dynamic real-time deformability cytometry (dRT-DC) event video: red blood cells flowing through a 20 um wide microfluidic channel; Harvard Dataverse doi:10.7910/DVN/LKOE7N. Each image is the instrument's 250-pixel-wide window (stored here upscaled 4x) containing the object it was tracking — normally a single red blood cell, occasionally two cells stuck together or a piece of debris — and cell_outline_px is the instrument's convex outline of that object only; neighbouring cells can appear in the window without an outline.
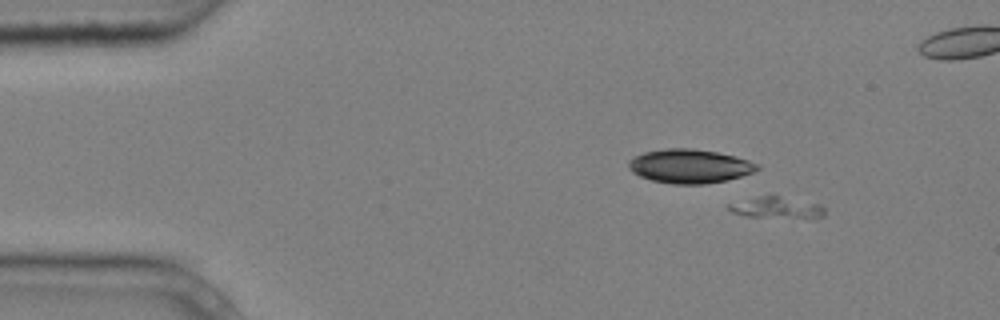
{"species": "common noctule bat (a hibernating species)", "species_latin": "Nyctalus noctula", "temperature_condition": "cold", "stored_images_in_passage": 5, "camera_frame_rate_fps": 3000, "um_per_image_px": 0.085, "animal": {"sex": "male", "body_mass_g": 20.4}, "frame": {"image": 1, "passage_image": 2, "time_ms": 0.333, "image_size_px": [1000, 320], "cell_outline_px": [[824, 216], [812, 220], [748, 216], [732, 212], [728, 208], [728, 204], [760, 196], [780, 196], [820, 204], [824, 208]], "centroid_in_image_um": [66.12, 17.69], "position_along_channel_um": 18.9, "area_um2": 12.2}}